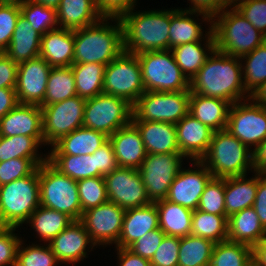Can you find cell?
Instances as JSON below:
<instances>
[{
  "instance_id": "6da1fadb",
  "label": "cell",
  "mask_w": 266,
  "mask_h": 266,
  "mask_svg": "<svg viewBox=\"0 0 266 266\" xmlns=\"http://www.w3.org/2000/svg\"><path fill=\"white\" fill-rule=\"evenodd\" d=\"M242 62L238 57L214 50L190 81V93L224 99L231 104L249 99L244 88Z\"/></svg>"
},
{
  "instance_id": "7a4b0ae2",
  "label": "cell",
  "mask_w": 266,
  "mask_h": 266,
  "mask_svg": "<svg viewBox=\"0 0 266 266\" xmlns=\"http://www.w3.org/2000/svg\"><path fill=\"white\" fill-rule=\"evenodd\" d=\"M123 13L119 18L123 27L124 52L140 54L169 49L171 10H150Z\"/></svg>"
},
{
  "instance_id": "3957f363",
  "label": "cell",
  "mask_w": 266,
  "mask_h": 266,
  "mask_svg": "<svg viewBox=\"0 0 266 266\" xmlns=\"http://www.w3.org/2000/svg\"><path fill=\"white\" fill-rule=\"evenodd\" d=\"M108 20L116 23L112 25ZM123 51V27L119 17H103L96 24L74 30V64L107 66Z\"/></svg>"
},
{
  "instance_id": "277c9868",
  "label": "cell",
  "mask_w": 266,
  "mask_h": 266,
  "mask_svg": "<svg viewBox=\"0 0 266 266\" xmlns=\"http://www.w3.org/2000/svg\"><path fill=\"white\" fill-rule=\"evenodd\" d=\"M212 32L215 50L238 58L252 52L266 41V36L234 6L212 17Z\"/></svg>"
},
{
  "instance_id": "5b68a950",
  "label": "cell",
  "mask_w": 266,
  "mask_h": 266,
  "mask_svg": "<svg viewBox=\"0 0 266 266\" xmlns=\"http://www.w3.org/2000/svg\"><path fill=\"white\" fill-rule=\"evenodd\" d=\"M216 178L247 175L253 169V149L226 129L213 133L207 153L200 160Z\"/></svg>"
},
{
  "instance_id": "8992f818",
  "label": "cell",
  "mask_w": 266,
  "mask_h": 266,
  "mask_svg": "<svg viewBox=\"0 0 266 266\" xmlns=\"http://www.w3.org/2000/svg\"><path fill=\"white\" fill-rule=\"evenodd\" d=\"M40 206L39 166L28 176L0 186L2 227H20Z\"/></svg>"
},
{
  "instance_id": "52a82bcc",
  "label": "cell",
  "mask_w": 266,
  "mask_h": 266,
  "mask_svg": "<svg viewBox=\"0 0 266 266\" xmlns=\"http://www.w3.org/2000/svg\"><path fill=\"white\" fill-rule=\"evenodd\" d=\"M40 205L80 220L82 209L77 181L60 173L48 161L39 165Z\"/></svg>"
},
{
  "instance_id": "ba28073f",
  "label": "cell",
  "mask_w": 266,
  "mask_h": 266,
  "mask_svg": "<svg viewBox=\"0 0 266 266\" xmlns=\"http://www.w3.org/2000/svg\"><path fill=\"white\" fill-rule=\"evenodd\" d=\"M145 91L178 92L190 90V81L176 64L171 49L137 54Z\"/></svg>"
},
{
  "instance_id": "9c48e42d",
  "label": "cell",
  "mask_w": 266,
  "mask_h": 266,
  "mask_svg": "<svg viewBox=\"0 0 266 266\" xmlns=\"http://www.w3.org/2000/svg\"><path fill=\"white\" fill-rule=\"evenodd\" d=\"M133 105L124 98L101 93L86 99L83 127L108 137L132 121Z\"/></svg>"
},
{
  "instance_id": "30bf717a",
  "label": "cell",
  "mask_w": 266,
  "mask_h": 266,
  "mask_svg": "<svg viewBox=\"0 0 266 266\" xmlns=\"http://www.w3.org/2000/svg\"><path fill=\"white\" fill-rule=\"evenodd\" d=\"M145 92L136 54L122 52L104 70L103 93L118 96L134 105Z\"/></svg>"
},
{
  "instance_id": "8fae6325",
  "label": "cell",
  "mask_w": 266,
  "mask_h": 266,
  "mask_svg": "<svg viewBox=\"0 0 266 266\" xmlns=\"http://www.w3.org/2000/svg\"><path fill=\"white\" fill-rule=\"evenodd\" d=\"M190 94V90L145 91L133 105V114L141 121L176 124L189 113Z\"/></svg>"
},
{
  "instance_id": "7c38bea8",
  "label": "cell",
  "mask_w": 266,
  "mask_h": 266,
  "mask_svg": "<svg viewBox=\"0 0 266 266\" xmlns=\"http://www.w3.org/2000/svg\"><path fill=\"white\" fill-rule=\"evenodd\" d=\"M86 99L78 95L64 101L40 105L44 144L51 147L62 137L83 127Z\"/></svg>"
},
{
  "instance_id": "4fadbf2b",
  "label": "cell",
  "mask_w": 266,
  "mask_h": 266,
  "mask_svg": "<svg viewBox=\"0 0 266 266\" xmlns=\"http://www.w3.org/2000/svg\"><path fill=\"white\" fill-rule=\"evenodd\" d=\"M182 154H147L139 171L152 203L166 199L170 186L182 169Z\"/></svg>"
},
{
  "instance_id": "5bb4252c",
  "label": "cell",
  "mask_w": 266,
  "mask_h": 266,
  "mask_svg": "<svg viewBox=\"0 0 266 266\" xmlns=\"http://www.w3.org/2000/svg\"><path fill=\"white\" fill-rule=\"evenodd\" d=\"M226 130L249 148L254 146V150L266 138V107L250 98L233 103Z\"/></svg>"
},
{
  "instance_id": "9a60e30c",
  "label": "cell",
  "mask_w": 266,
  "mask_h": 266,
  "mask_svg": "<svg viewBox=\"0 0 266 266\" xmlns=\"http://www.w3.org/2000/svg\"><path fill=\"white\" fill-rule=\"evenodd\" d=\"M109 202L124 210L151 204L139 169L118 167L104 176Z\"/></svg>"
},
{
  "instance_id": "2e32d148",
  "label": "cell",
  "mask_w": 266,
  "mask_h": 266,
  "mask_svg": "<svg viewBox=\"0 0 266 266\" xmlns=\"http://www.w3.org/2000/svg\"><path fill=\"white\" fill-rule=\"evenodd\" d=\"M125 211L113 202H106L82 212L80 222L97 246L117 244ZM107 244V245H106Z\"/></svg>"
},
{
  "instance_id": "e0dca14e",
  "label": "cell",
  "mask_w": 266,
  "mask_h": 266,
  "mask_svg": "<svg viewBox=\"0 0 266 266\" xmlns=\"http://www.w3.org/2000/svg\"><path fill=\"white\" fill-rule=\"evenodd\" d=\"M192 165L194 169L180 170L170 186L166 200L196 210L205 186L213 176L200 160H192Z\"/></svg>"
},
{
  "instance_id": "ac0fdd59",
  "label": "cell",
  "mask_w": 266,
  "mask_h": 266,
  "mask_svg": "<svg viewBox=\"0 0 266 266\" xmlns=\"http://www.w3.org/2000/svg\"><path fill=\"white\" fill-rule=\"evenodd\" d=\"M51 66L39 55L18 64L16 93L21 104L41 105Z\"/></svg>"
},
{
  "instance_id": "d6986e66",
  "label": "cell",
  "mask_w": 266,
  "mask_h": 266,
  "mask_svg": "<svg viewBox=\"0 0 266 266\" xmlns=\"http://www.w3.org/2000/svg\"><path fill=\"white\" fill-rule=\"evenodd\" d=\"M47 244L58 262L65 264L83 261L88 256L86 251L89 250V246L90 249H95L96 246L79 220L73 221Z\"/></svg>"
},
{
  "instance_id": "ffe728a7",
  "label": "cell",
  "mask_w": 266,
  "mask_h": 266,
  "mask_svg": "<svg viewBox=\"0 0 266 266\" xmlns=\"http://www.w3.org/2000/svg\"><path fill=\"white\" fill-rule=\"evenodd\" d=\"M175 127L180 153L187 160H201L208 151L214 131L189 113Z\"/></svg>"
},
{
  "instance_id": "44dd1931",
  "label": "cell",
  "mask_w": 266,
  "mask_h": 266,
  "mask_svg": "<svg viewBox=\"0 0 266 266\" xmlns=\"http://www.w3.org/2000/svg\"><path fill=\"white\" fill-rule=\"evenodd\" d=\"M42 108L34 104H17L0 119V136L43 137Z\"/></svg>"
},
{
  "instance_id": "7402d4cb",
  "label": "cell",
  "mask_w": 266,
  "mask_h": 266,
  "mask_svg": "<svg viewBox=\"0 0 266 266\" xmlns=\"http://www.w3.org/2000/svg\"><path fill=\"white\" fill-rule=\"evenodd\" d=\"M119 167L139 169L147 152L141 133L131 121L109 136Z\"/></svg>"
},
{
  "instance_id": "603a6c76",
  "label": "cell",
  "mask_w": 266,
  "mask_h": 266,
  "mask_svg": "<svg viewBox=\"0 0 266 266\" xmlns=\"http://www.w3.org/2000/svg\"><path fill=\"white\" fill-rule=\"evenodd\" d=\"M132 122L141 133L147 154H181L177 143L175 124L141 121L134 114L132 115Z\"/></svg>"
},
{
  "instance_id": "cb8c5ba5",
  "label": "cell",
  "mask_w": 266,
  "mask_h": 266,
  "mask_svg": "<svg viewBox=\"0 0 266 266\" xmlns=\"http://www.w3.org/2000/svg\"><path fill=\"white\" fill-rule=\"evenodd\" d=\"M197 14L202 16V22H209L208 32L205 33V37L203 36L202 25L194 19L193 16ZM193 16V18H192ZM212 32V17L206 13L192 11L188 8L182 9H171V22L169 28V49H172L176 46L187 44L191 42L202 41L206 38V35ZM203 37V39H202Z\"/></svg>"
},
{
  "instance_id": "d4e9b609",
  "label": "cell",
  "mask_w": 266,
  "mask_h": 266,
  "mask_svg": "<svg viewBox=\"0 0 266 266\" xmlns=\"http://www.w3.org/2000/svg\"><path fill=\"white\" fill-rule=\"evenodd\" d=\"M159 228L155 203L125 211L119 241L115 247L128 248L149 231Z\"/></svg>"
},
{
  "instance_id": "484cf974",
  "label": "cell",
  "mask_w": 266,
  "mask_h": 266,
  "mask_svg": "<svg viewBox=\"0 0 266 266\" xmlns=\"http://www.w3.org/2000/svg\"><path fill=\"white\" fill-rule=\"evenodd\" d=\"M40 56L51 67L74 64V31L58 28L41 36Z\"/></svg>"
},
{
  "instance_id": "4316f807",
  "label": "cell",
  "mask_w": 266,
  "mask_h": 266,
  "mask_svg": "<svg viewBox=\"0 0 266 266\" xmlns=\"http://www.w3.org/2000/svg\"><path fill=\"white\" fill-rule=\"evenodd\" d=\"M56 13L58 27L72 31L96 24L104 17L96 0H61Z\"/></svg>"
},
{
  "instance_id": "83f0119b",
  "label": "cell",
  "mask_w": 266,
  "mask_h": 266,
  "mask_svg": "<svg viewBox=\"0 0 266 266\" xmlns=\"http://www.w3.org/2000/svg\"><path fill=\"white\" fill-rule=\"evenodd\" d=\"M108 140L109 137L103 132L81 127L57 141L48 155H89Z\"/></svg>"
},
{
  "instance_id": "f1b7e54d",
  "label": "cell",
  "mask_w": 266,
  "mask_h": 266,
  "mask_svg": "<svg viewBox=\"0 0 266 266\" xmlns=\"http://www.w3.org/2000/svg\"><path fill=\"white\" fill-rule=\"evenodd\" d=\"M231 105L224 99L191 93L189 114L216 132L226 129Z\"/></svg>"
},
{
  "instance_id": "f546056e",
  "label": "cell",
  "mask_w": 266,
  "mask_h": 266,
  "mask_svg": "<svg viewBox=\"0 0 266 266\" xmlns=\"http://www.w3.org/2000/svg\"><path fill=\"white\" fill-rule=\"evenodd\" d=\"M266 237V229L260 223L253 207H248L228 217V240L253 247Z\"/></svg>"
},
{
  "instance_id": "4dcf8cb0",
  "label": "cell",
  "mask_w": 266,
  "mask_h": 266,
  "mask_svg": "<svg viewBox=\"0 0 266 266\" xmlns=\"http://www.w3.org/2000/svg\"><path fill=\"white\" fill-rule=\"evenodd\" d=\"M40 44L41 35L20 15L17 19L9 47L4 53L13 62L20 64L39 56Z\"/></svg>"
},
{
  "instance_id": "1f68e13d",
  "label": "cell",
  "mask_w": 266,
  "mask_h": 266,
  "mask_svg": "<svg viewBox=\"0 0 266 266\" xmlns=\"http://www.w3.org/2000/svg\"><path fill=\"white\" fill-rule=\"evenodd\" d=\"M203 41H205V44H202V41H197L182 44L171 49L176 64L181 68L182 73L189 81L192 80L198 70L204 65L207 58L215 50L213 32L206 35Z\"/></svg>"
},
{
  "instance_id": "d6a6232c",
  "label": "cell",
  "mask_w": 266,
  "mask_h": 266,
  "mask_svg": "<svg viewBox=\"0 0 266 266\" xmlns=\"http://www.w3.org/2000/svg\"><path fill=\"white\" fill-rule=\"evenodd\" d=\"M247 179V175L225 178V209L229 217L241 210L253 207L258 188V172Z\"/></svg>"
},
{
  "instance_id": "836d02e7",
  "label": "cell",
  "mask_w": 266,
  "mask_h": 266,
  "mask_svg": "<svg viewBox=\"0 0 266 266\" xmlns=\"http://www.w3.org/2000/svg\"><path fill=\"white\" fill-rule=\"evenodd\" d=\"M159 218V228L167 235L185 237L191 234L193 210L166 199L154 202Z\"/></svg>"
},
{
  "instance_id": "e575fe53",
  "label": "cell",
  "mask_w": 266,
  "mask_h": 266,
  "mask_svg": "<svg viewBox=\"0 0 266 266\" xmlns=\"http://www.w3.org/2000/svg\"><path fill=\"white\" fill-rule=\"evenodd\" d=\"M74 220L65 213L39 206L29 217L26 223L31 224L40 241L49 243Z\"/></svg>"
},
{
  "instance_id": "d590c367",
  "label": "cell",
  "mask_w": 266,
  "mask_h": 266,
  "mask_svg": "<svg viewBox=\"0 0 266 266\" xmlns=\"http://www.w3.org/2000/svg\"><path fill=\"white\" fill-rule=\"evenodd\" d=\"M47 161L60 173L73 180L103 177L96 168L95 156L89 155H47Z\"/></svg>"
},
{
  "instance_id": "8d00e7d4",
  "label": "cell",
  "mask_w": 266,
  "mask_h": 266,
  "mask_svg": "<svg viewBox=\"0 0 266 266\" xmlns=\"http://www.w3.org/2000/svg\"><path fill=\"white\" fill-rule=\"evenodd\" d=\"M71 68L79 97L88 99L103 93L105 65L101 63H79L73 64Z\"/></svg>"
},
{
  "instance_id": "74e56055",
  "label": "cell",
  "mask_w": 266,
  "mask_h": 266,
  "mask_svg": "<svg viewBox=\"0 0 266 266\" xmlns=\"http://www.w3.org/2000/svg\"><path fill=\"white\" fill-rule=\"evenodd\" d=\"M77 95L75 78L70 67H52L41 105H50Z\"/></svg>"
},
{
  "instance_id": "f35d334b",
  "label": "cell",
  "mask_w": 266,
  "mask_h": 266,
  "mask_svg": "<svg viewBox=\"0 0 266 266\" xmlns=\"http://www.w3.org/2000/svg\"><path fill=\"white\" fill-rule=\"evenodd\" d=\"M42 145L45 146L44 137L0 136V162L14 158H47V154L43 157L38 153Z\"/></svg>"
},
{
  "instance_id": "ab89813d",
  "label": "cell",
  "mask_w": 266,
  "mask_h": 266,
  "mask_svg": "<svg viewBox=\"0 0 266 266\" xmlns=\"http://www.w3.org/2000/svg\"><path fill=\"white\" fill-rule=\"evenodd\" d=\"M215 243L192 234L180 238L178 266H210Z\"/></svg>"
},
{
  "instance_id": "60d3db41",
  "label": "cell",
  "mask_w": 266,
  "mask_h": 266,
  "mask_svg": "<svg viewBox=\"0 0 266 266\" xmlns=\"http://www.w3.org/2000/svg\"><path fill=\"white\" fill-rule=\"evenodd\" d=\"M191 234L215 244L228 240V217L193 210Z\"/></svg>"
},
{
  "instance_id": "b9f144b4",
  "label": "cell",
  "mask_w": 266,
  "mask_h": 266,
  "mask_svg": "<svg viewBox=\"0 0 266 266\" xmlns=\"http://www.w3.org/2000/svg\"><path fill=\"white\" fill-rule=\"evenodd\" d=\"M210 266H252V247L229 240L216 243Z\"/></svg>"
},
{
  "instance_id": "7bdbcfd3",
  "label": "cell",
  "mask_w": 266,
  "mask_h": 266,
  "mask_svg": "<svg viewBox=\"0 0 266 266\" xmlns=\"http://www.w3.org/2000/svg\"><path fill=\"white\" fill-rule=\"evenodd\" d=\"M240 60H244V65L242 64L244 88L250 95L266 81V41L242 56Z\"/></svg>"
},
{
  "instance_id": "ee69618b",
  "label": "cell",
  "mask_w": 266,
  "mask_h": 266,
  "mask_svg": "<svg viewBox=\"0 0 266 266\" xmlns=\"http://www.w3.org/2000/svg\"><path fill=\"white\" fill-rule=\"evenodd\" d=\"M19 5L22 17L27 20L32 28L41 36L48 31L59 28L56 9L43 6L32 0H25Z\"/></svg>"
},
{
  "instance_id": "f6af8a7d",
  "label": "cell",
  "mask_w": 266,
  "mask_h": 266,
  "mask_svg": "<svg viewBox=\"0 0 266 266\" xmlns=\"http://www.w3.org/2000/svg\"><path fill=\"white\" fill-rule=\"evenodd\" d=\"M82 212L108 202L104 177H90L77 181Z\"/></svg>"
},
{
  "instance_id": "bcb514c9",
  "label": "cell",
  "mask_w": 266,
  "mask_h": 266,
  "mask_svg": "<svg viewBox=\"0 0 266 266\" xmlns=\"http://www.w3.org/2000/svg\"><path fill=\"white\" fill-rule=\"evenodd\" d=\"M198 210L226 216L225 209V178L212 177L201 195Z\"/></svg>"
},
{
  "instance_id": "7dc6e473",
  "label": "cell",
  "mask_w": 266,
  "mask_h": 266,
  "mask_svg": "<svg viewBox=\"0 0 266 266\" xmlns=\"http://www.w3.org/2000/svg\"><path fill=\"white\" fill-rule=\"evenodd\" d=\"M20 241L15 266H56L60 264L48 244H33L24 247ZM23 245V246H22Z\"/></svg>"
},
{
  "instance_id": "c3c4849f",
  "label": "cell",
  "mask_w": 266,
  "mask_h": 266,
  "mask_svg": "<svg viewBox=\"0 0 266 266\" xmlns=\"http://www.w3.org/2000/svg\"><path fill=\"white\" fill-rule=\"evenodd\" d=\"M47 158H14L0 162V186L31 175Z\"/></svg>"
},
{
  "instance_id": "681fc988",
  "label": "cell",
  "mask_w": 266,
  "mask_h": 266,
  "mask_svg": "<svg viewBox=\"0 0 266 266\" xmlns=\"http://www.w3.org/2000/svg\"><path fill=\"white\" fill-rule=\"evenodd\" d=\"M20 15L19 4L0 3V52H4L9 47Z\"/></svg>"
},
{
  "instance_id": "f907efd6",
  "label": "cell",
  "mask_w": 266,
  "mask_h": 266,
  "mask_svg": "<svg viewBox=\"0 0 266 266\" xmlns=\"http://www.w3.org/2000/svg\"><path fill=\"white\" fill-rule=\"evenodd\" d=\"M233 6L266 36V0H234Z\"/></svg>"
},
{
  "instance_id": "816d5d0a",
  "label": "cell",
  "mask_w": 266,
  "mask_h": 266,
  "mask_svg": "<svg viewBox=\"0 0 266 266\" xmlns=\"http://www.w3.org/2000/svg\"><path fill=\"white\" fill-rule=\"evenodd\" d=\"M16 227L0 228V266H15L17 250L22 237L15 234Z\"/></svg>"
},
{
  "instance_id": "f5cc1de1",
  "label": "cell",
  "mask_w": 266,
  "mask_h": 266,
  "mask_svg": "<svg viewBox=\"0 0 266 266\" xmlns=\"http://www.w3.org/2000/svg\"><path fill=\"white\" fill-rule=\"evenodd\" d=\"M180 238L165 236L150 260L151 266H178Z\"/></svg>"
},
{
  "instance_id": "db71d44e",
  "label": "cell",
  "mask_w": 266,
  "mask_h": 266,
  "mask_svg": "<svg viewBox=\"0 0 266 266\" xmlns=\"http://www.w3.org/2000/svg\"><path fill=\"white\" fill-rule=\"evenodd\" d=\"M166 234L160 229L149 231L131 244L128 249L134 254L151 260Z\"/></svg>"
},
{
  "instance_id": "11a10c76",
  "label": "cell",
  "mask_w": 266,
  "mask_h": 266,
  "mask_svg": "<svg viewBox=\"0 0 266 266\" xmlns=\"http://www.w3.org/2000/svg\"><path fill=\"white\" fill-rule=\"evenodd\" d=\"M93 156H95L96 168L103 177L119 167L112 143L109 140L98 148Z\"/></svg>"
},
{
  "instance_id": "9f6ffc18",
  "label": "cell",
  "mask_w": 266,
  "mask_h": 266,
  "mask_svg": "<svg viewBox=\"0 0 266 266\" xmlns=\"http://www.w3.org/2000/svg\"><path fill=\"white\" fill-rule=\"evenodd\" d=\"M136 2L137 0H96V5L104 17H120L134 9Z\"/></svg>"
},
{
  "instance_id": "6f0895ef",
  "label": "cell",
  "mask_w": 266,
  "mask_h": 266,
  "mask_svg": "<svg viewBox=\"0 0 266 266\" xmlns=\"http://www.w3.org/2000/svg\"><path fill=\"white\" fill-rule=\"evenodd\" d=\"M18 64L0 52V88H16Z\"/></svg>"
},
{
  "instance_id": "680465c9",
  "label": "cell",
  "mask_w": 266,
  "mask_h": 266,
  "mask_svg": "<svg viewBox=\"0 0 266 266\" xmlns=\"http://www.w3.org/2000/svg\"><path fill=\"white\" fill-rule=\"evenodd\" d=\"M191 2L189 10L203 12L211 17L221 13L224 9L233 6L234 0H188Z\"/></svg>"
},
{
  "instance_id": "91938a15",
  "label": "cell",
  "mask_w": 266,
  "mask_h": 266,
  "mask_svg": "<svg viewBox=\"0 0 266 266\" xmlns=\"http://www.w3.org/2000/svg\"><path fill=\"white\" fill-rule=\"evenodd\" d=\"M253 208L266 229V176L261 173H258V188Z\"/></svg>"
},
{
  "instance_id": "94428289",
  "label": "cell",
  "mask_w": 266,
  "mask_h": 266,
  "mask_svg": "<svg viewBox=\"0 0 266 266\" xmlns=\"http://www.w3.org/2000/svg\"><path fill=\"white\" fill-rule=\"evenodd\" d=\"M115 248L117 249L118 266H151L150 260L134 254L128 248Z\"/></svg>"
},
{
  "instance_id": "6125c7cd",
  "label": "cell",
  "mask_w": 266,
  "mask_h": 266,
  "mask_svg": "<svg viewBox=\"0 0 266 266\" xmlns=\"http://www.w3.org/2000/svg\"><path fill=\"white\" fill-rule=\"evenodd\" d=\"M17 104L15 88H0V119L11 111Z\"/></svg>"
},
{
  "instance_id": "be15d7a7",
  "label": "cell",
  "mask_w": 266,
  "mask_h": 266,
  "mask_svg": "<svg viewBox=\"0 0 266 266\" xmlns=\"http://www.w3.org/2000/svg\"><path fill=\"white\" fill-rule=\"evenodd\" d=\"M253 169L261 174L266 171V138L253 150Z\"/></svg>"
},
{
  "instance_id": "e7e4bbea",
  "label": "cell",
  "mask_w": 266,
  "mask_h": 266,
  "mask_svg": "<svg viewBox=\"0 0 266 266\" xmlns=\"http://www.w3.org/2000/svg\"><path fill=\"white\" fill-rule=\"evenodd\" d=\"M252 266H266V237L252 247Z\"/></svg>"
},
{
  "instance_id": "03108f58",
  "label": "cell",
  "mask_w": 266,
  "mask_h": 266,
  "mask_svg": "<svg viewBox=\"0 0 266 266\" xmlns=\"http://www.w3.org/2000/svg\"><path fill=\"white\" fill-rule=\"evenodd\" d=\"M250 99L255 104L266 107V81L250 94Z\"/></svg>"
},
{
  "instance_id": "003e7915",
  "label": "cell",
  "mask_w": 266,
  "mask_h": 266,
  "mask_svg": "<svg viewBox=\"0 0 266 266\" xmlns=\"http://www.w3.org/2000/svg\"><path fill=\"white\" fill-rule=\"evenodd\" d=\"M32 1L42 4L43 6L46 7L57 9L60 5L61 0H32Z\"/></svg>"
},
{
  "instance_id": "a7ac6f4b",
  "label": "cell",
  "mask_w": 266,
  "mask_h": 266,
  "mask_svg": "<svg viewBox=\"0 0 266 266\" xmlns=\"http://www.w3.org/2000/svg\"><path fill=\"white\" fill-rule=\"evenodd\" d=\"M24 1L25 0H0V3H17V4H21Z\"/></svg>"
},
{
  "instance_id": "89a4df30",
  "label": "cell",
  "mask_w": 266,
  "mask_h": 266,
  "mask_svg": "<svg viewBox=\"0 0 266 266\" xmlns=\"http://www.w3.org/2000/svg\"><path fill=\"white\" fill-rule=\"evenodd\" d=\"M0 228H1V211H0Z\"/></svg>"
}]
</instances>
